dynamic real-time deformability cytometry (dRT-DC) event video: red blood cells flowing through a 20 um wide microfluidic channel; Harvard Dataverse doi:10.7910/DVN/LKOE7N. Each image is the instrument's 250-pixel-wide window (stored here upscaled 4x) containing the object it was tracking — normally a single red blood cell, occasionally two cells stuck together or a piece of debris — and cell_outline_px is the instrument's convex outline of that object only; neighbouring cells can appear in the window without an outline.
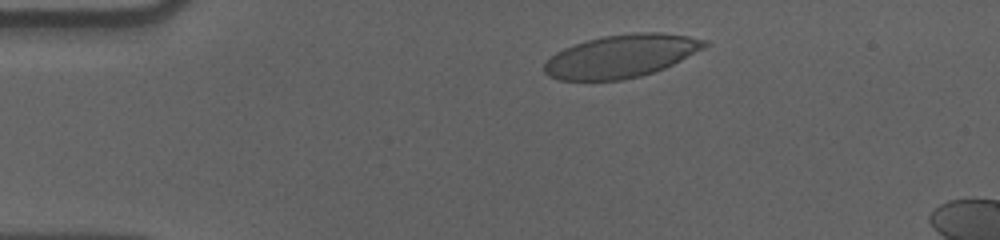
{"species": "human", "species_latin": "Homo sapiens", "temperature_condition": "cold", "stored_images_in_passage": 53, "segment_of_instrument_passage": [1, 2], "camera_frame_rate_fps": 3000, "um_per_image_px": 0.085, "donor": {"sex": "male"}, "frame": {"image": 1, "passage_image": 6, "time_ms": 1.667, "image_size_px": [1000, 240], "cell_outline_px": [[708, 44], [704, 48], [664, 68], [640, 76], [624, 80], [556, 80], [548, 76], [544, 72], [544, 64], [556, 52], [564, 48], [588, 40], [604, 36], [632, 32], [660, 32], [688, 36], [708, 40]], "centroid_in_image_um": [52.79, 4.77], "position_along_channel_um": 32.2, "area_um2": 39.88}}
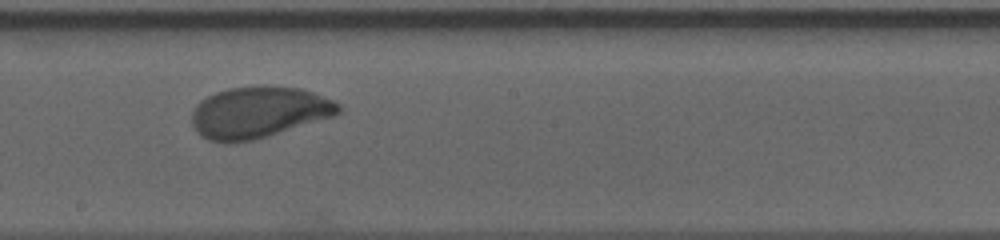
{"frame": {"image": 2, "passage_image": 27, "time_ms": 8.667, "image_size_px": [1000, 240], "cell_outline_px": [[340, 112], [332, 116], [268, 136], [252, 140], [232, 144], [208, 140], [200, 136], [192, 128], [192, 112], [196, 104], [200, 100], [216, 92], [228, 88], [264, 84], [300, 88], [312, 92], [332, 100], [340, 104]], "centroid_in_image_um": [21.92, 9.54], "position_along_channel_um": 226.3, "area_um2": 44.27}}
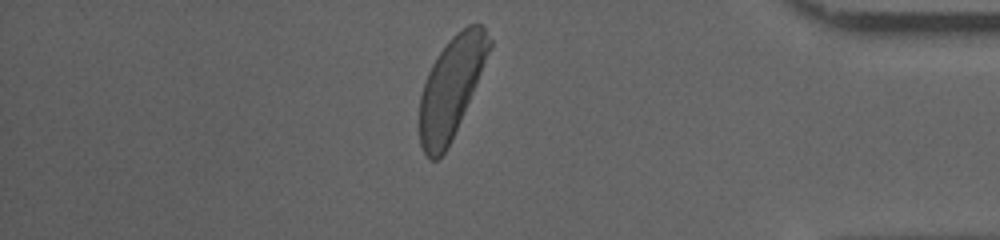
{"frame": {"image": 3, "passage_image": 44, "time_ms": 14.333, "image_size_px": [1000, 240], "cell_outline_px": [[492, 44], [452, 140], [444, 152], [436, 160], [432, 160], [424, 152], [420, 144], [420, 96], [428, 72], [432, 64], [448, 40], [456, 32], [468, 24], [480, 24], [484, 28], [492, 40]], "centroid_in_image_um": [38.34, 7.41], "position_along_channel_um": 396.9, "area_um2": 39.82}}